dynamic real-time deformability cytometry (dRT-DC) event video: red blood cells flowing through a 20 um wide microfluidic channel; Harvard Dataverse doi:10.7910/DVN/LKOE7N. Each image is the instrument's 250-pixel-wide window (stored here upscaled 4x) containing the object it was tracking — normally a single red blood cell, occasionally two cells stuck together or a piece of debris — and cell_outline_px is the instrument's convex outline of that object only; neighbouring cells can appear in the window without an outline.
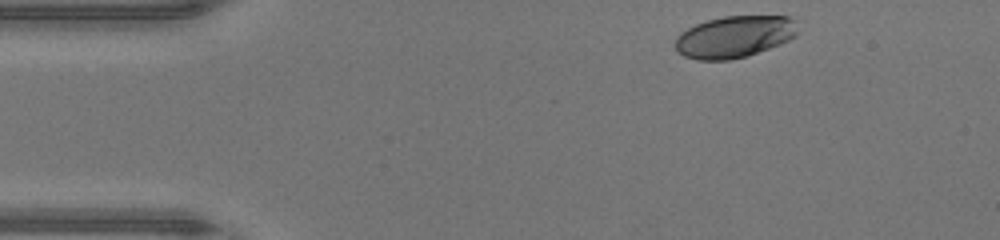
{"species": "human", "species_latin": "Homo sapiens", "temperature_condition": "warm", "stored_images_in_passage": 37, "camera_frame_rate_fps": 3000, "um_per_image_px": 0.085, "donor": {"sex": "male"}, "frame": {"image": 1, "passage_image": 1, "time_ms": 0.0, "image_size_px": [1000, 240], "cell_outline_px": [[796, 36], [780, 44], [748, 56], [728, 60], [696, 60], [684, 56], [676, 48], [676, 36], [680, 32], [696, 24], [708, 20], [724, 16], [788, 16], [796, 20]], "centroid_in_image_um": [62.43, 3.12], "position_along_channel_um": 22.6, "area_um2": 29.82}}
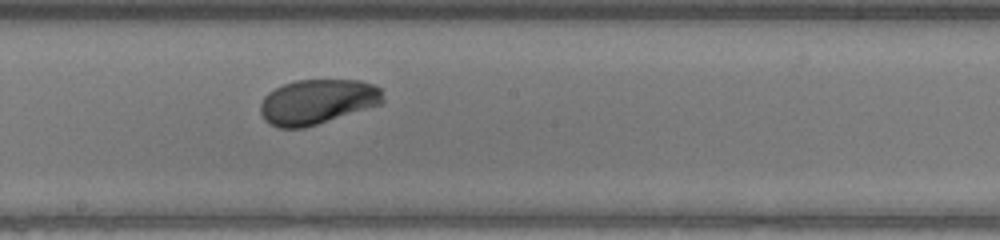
{"frame": {"image": 2, "passage_image": 20, "time_ms": 6.333, "image_size_px": [1000, 240], "cell_outline_px": [[384, 100], [380, 104], [304, 128], [276, 128], [268, 124], [264, 120], [260, 112], [260, 104], [264, 96], [268, 92], [284, 84], [296, 80], [360, 80], [372, 84], [380, 88], [384, 96]], "centroid_in_image_um": [26.93, 8.65], "position_along_channel_um": 221.3, "area_um2": 32.08}}
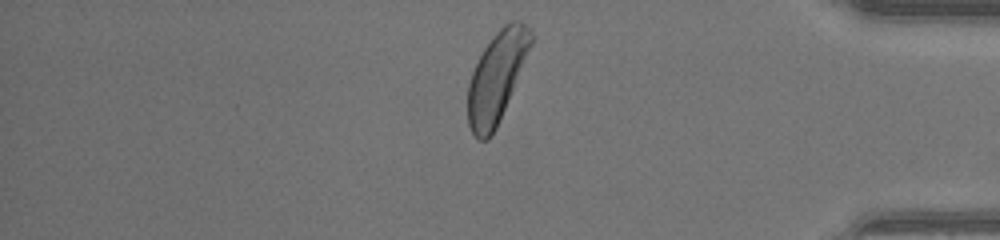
{"frame": {"image": 3, "passage_image": 34, "time_ms": 11.0, "image_size_px": [1000, 240], "cell_outline_px": [[536, 36], [496, 128], [488, 140], [480, 140], [472, 132], [468, 124], [468, 84], [472, 72], [484, 48], [492, 36], [504, 24], [512, 20], [520, 20]], "centroid_in_image_um": [42.24, 6.51], "position_along_channel_um": 393.0, "area_um2": 32.95}, "authors_computed_cell_mechanics": {"area_um2": 32.079, "velocity_mm_per_s": 4.3609, "shape_relaxation_time_tau1_ms": 2.5442, "shape_relaxation_time_tau2_ms": null, "deformation_change_tau1": 0.1391, "deformation_change_tau2": null}}